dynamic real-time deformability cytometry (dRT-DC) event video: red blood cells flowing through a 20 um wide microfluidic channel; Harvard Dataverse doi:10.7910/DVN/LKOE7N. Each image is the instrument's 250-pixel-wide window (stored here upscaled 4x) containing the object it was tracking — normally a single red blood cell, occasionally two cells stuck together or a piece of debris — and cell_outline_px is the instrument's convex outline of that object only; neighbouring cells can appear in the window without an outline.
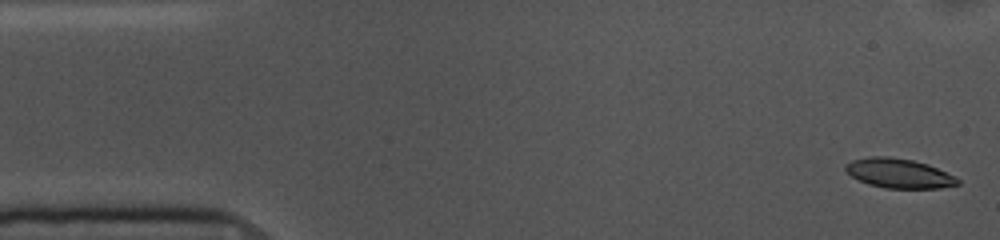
{"species": "common noctule bat (a hibernating species)", "species_latin": "Nyctalus noctula", "temperature_condition": "cold", "stored_images_in_passage": 9, "camera_frame_rate_fps": 3000, "um_per_image_px": 0.085, "animal": {"sex": "female", "body_mass_g": 10.0, "forearm_length_mm": 53.1}, "frame": {"image": 1, "passage_image": 1, "time_ms": 0.0, "image_size_px": [1000, 240], "cell_outline_px": [[960, 184], [940, 188], [884, 188], [868, 184], [852, 176], [844, 168], [844, 164], [852, 160], [868, 156], [888, 156], [912, 160], [928, 164], [956, 176], [960, 180]], "centroid_in_image_um": [76.42, 14.72], "position_along_channel_um": 8.6, "area_um2": 19.36}}